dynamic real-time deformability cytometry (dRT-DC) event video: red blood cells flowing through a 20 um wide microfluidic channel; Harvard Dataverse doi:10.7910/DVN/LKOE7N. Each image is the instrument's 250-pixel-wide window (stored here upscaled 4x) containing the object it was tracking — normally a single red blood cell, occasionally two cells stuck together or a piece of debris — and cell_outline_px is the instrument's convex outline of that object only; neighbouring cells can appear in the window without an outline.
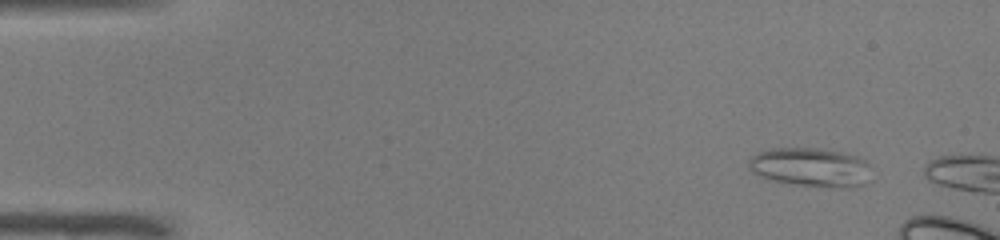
{"species": "common noctule bat (a hibernating species)", "species_latin": "Nyctalus noctula", "temperature_condition": "warm", "stored_images_in_passage": 4, "camera_frame_rate_fps": 3000, "um_per_image_px": 0.085, "animal": {"sex": "male", "body_mass_g": 19.0, "forearm_length_mm": 50.8}, "frame": {"image": 1, "passage_image": 1, "time_ms": 0.0, "image_size_px": [1000, 240], "cell_outline_px": [[872, 180], [864, 184], [848, 188], [800, 184], [776, 180], [752, 172], [748, 164], [748, 160], [756, 152], [772, 148], [816, 148], [840, 152], [856, 156], [864, 160], [868, 164]], "centroid_in_image_um": [68.95, 14.2], "position_along_channel_um": 16.1, "area_um2": 27.46}}